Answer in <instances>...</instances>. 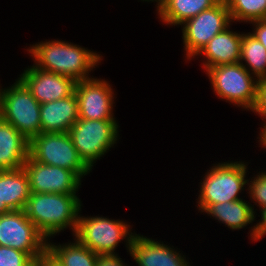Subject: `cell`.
Segmentation results:
<instances>
[{
    "label": "cell",
    "instance_id": "cell-1",
    "mask_svg": "<svg viewBox=\"0 0 266 266\" xmlns=\"http://www.w3.org/2000/svg\"><path fill=\"white\" fill-rule=\"evenodd\" d=\"M28 51L37 69L67 76L76 82L90 79L89 72L102 60L93 51L59 40L40 42Z\"/></svg>",
    "mask_w": 266,
    "mask_h": 266
},
{
    "label": "cell",
    "instance_id": "cell-2",
    "mask_svg": "<svg viewBox=\"0 0 266 266\" xmlns=\"http://www.w3.org/2000/svg\"><path fill=\"white\" fill-rule=\"evenodd\" d=\"M80 201L76 194L31 193L24 211L48 241L68 227L76 233Z\"/></svg>",
    "mask_w": 266,
    "mask_h": 266
},
{
    "label": "cell",
    "instance_id": "cell-3",
    "mask_svg": "<svg viewBox=\"0 0 266 266\" xmlns=\"http://www.w3.org/2000/svg\"><path fill=\"white\" fill-rule=\"evenodd\" d=\"M0 117L28 140L41 133L40 103L20 78L0 89Z\"/></svg>",
    "mask_w": 266,
    "mask_h": 266
},
{
    "label": "cell",
    "instance_id": "cell-4",
    "mask_svg": "<svg viewBox=\"0 0 266 266\" xmlns=\"http://www.w3.org/2000/svg\"><path fill=\"white\" fill-rule=\"evenodd\" d=\"M206 72L219 98L253 111L257 102L258 80L241 62L218 65Z\"/></svg>",
    "mask_w": 266,
    "mask_h": 266
},
{
    "label": "cell",
    "instance_id": "cell-5",
    "mask_svg": "<svg viewBox=\"0 0 266 266\" xmlns=\"http://www.w3.org/2000/svg\"><path fill=\"white\" fill-rule=\"evenodd\" d=\"M247 164L243 162L218 163L206 172L200 187L198 207L204 212L211 204L236 201L247 185Z\"/></svg>",
    "mask_w": 266,
    "mask_h": 266
},
{
    "label": "cell",
    "instance_id": "cell-6",
    "mask_svg": "<svg viewBox=\"0 0 266 266\" xmlns=\"http://www.w3.org/2000/svg\"><path fill=\"white\" fill-rule=\"evenodd\" d=\"M28 155L40 163L73 171L80 179L91 171L79 156L68 132L40 133L31 138Z\"/></svg>",
    "mask_w": 266,
    "mask_h": 266
},
{
    "label": "cell",
    "instance_id": "cell-7",
    "mask_svg": "<svg viewBox=\"0 0 266 266\" xmlns=\"http://www.w3.org/2000/svg\"><path fill=\"white\" fill-rule=\"evenodd\" d=\"M118 128L116 120L78 119L68 134L81 159L92 170L93 164L116 144Z\"/></svg>",
    "mask_w": 266,
    "mask_h": 266
},
{
    "label": "cell",
    "instance_id": "cell-8",
    "mask_svg": "<svg viewBox=\"0 0 266 266\" xmlns=\"http://www.w3.org/2000/svg\"><path fill=\"white\" fill-rule=\"evenodd\" d=\"M129 228L127 223L120 220L100 216L83 218L79 215L74 236L98 255H115L114 251L123 239L126 240L128 251L130 250L135 234Z\"/></svg>",
    "mask_w": 266,
    "mask_h": 266
},
{
    "label": "cell",
    "instance_id": "cell-9",
    "mask_svg": "<svg viewBox=\"0 0 266 266\" xmlns=\"http://www.w3.org/2000/svg\"><path fill=\"white\" fill-rule=\"evenodd\" d=\"M231 17L226 1H220L210 9L186 20L182 25V39L186 51V59L200 53L207 43L218 33L231 25Z\"/></svg>",
    "mask_w": 266,
    "mask_h": 266
},
{
    "label": "cell",
    "instance_id": "cell-10",
    "mask_svg": "<svg viewBox=\"0 0 266 266\" xmlns=\"http://www.w3.org/2000/svg\"><path fill=\"white\" fill-rule=\"evenodd\" d=\"M0 246L27 253L35 262L47 251L48 241L24 210L0 214Z\"/></svg>",
    "mask_w": 266,
    "mask_h": 266
},
{
    "label": "cell",
    "instance_id": "cell-11",
    "mask_svg": "<svg viewBox=\"0 0 266 266\" xmlns=\"http://www.w3.org/2000/svg\"><path fill=\"white\" fill-rule=\"evenodd\" d=\"M23 168L31 193L76 194L81 185V179L73 171L40 163L29 155Z\"/></svg>",
    "mask_w": 266,
    "mask_h": 266
},
{
    "label": "cell",
    "instance_id": "cell-12",
    "mask_svg": "<svg viewBox=\"0 0 266 266\" xmlns=\"http://www.w3.org/2000/svg\"><path fill=\"white\" fill-rule=\"evenodd\" d=\"M111 85L101 79L78 81L75 94L78 99V117L88 120H115L113 115L114 93Z\"/></svg>",
    "mask_w": 266,
    "mask_h": 266
},
{
    "label": "cell",
    "instance_id": "cell-13",
    "mask_svg": "<svg viewBox=\"0 0 266 266\" xmlns=\"http://www.w3.org/2000/svg\"><path fill=\"white\" fill-rule=\"evenodd\" d=\"M19 78L40 104L69 97L75 93L77 83L73 78L34 66L24 70Z\"/></svg>",
    "mask_w": 266,
    "mask_h": 266
},
{
    "label": "cell",
    "instance_id": "cell-14",
    "mask_svg": "<svg viewBox=\"0 0 266 266\" xmlns=\"http://www.w3.org/2000/svg\"><path fill=\"white\" fill-rule=\"evenodd\" d=\"M129 254L138 266H189L185 257L165 245L143 235L132 238Z\"/></svg>",
    "mask_w": 266,
    "mask_h": 266
},
{
    "label": "cell",
    "instance_id": "cell-15",
    "mask_svg": "<svg viewBox=\"0 0 266 266\" xmlns=\"http://www.w3.org/2000/svg\"><path fill=\"white\" fill-rule=\"evenodd\" d=\"M79 119L76 94L40 104L41 133H65Z\"/></svg>",
    "mask_w": 266,
    "mask_h": 266
},
{
    "label": "cell",
    "instance_id": "cell-16",
    "mask_svg": "<svg viewBox=\"0 0 266 266\" xmlns=\"http://www.w3.org/2000/svg\"><path fill=\"white\" fill-rule=\"evenodd\" d=\"M30 194L29 178L23 167L0 170V214L24 210Z\"/></svg>",
    "mask_w": 266,
    "mask_h": 266
},
{
    "label": "cell",
    "instance_id": "cell-17",
    "mask_svg": "<svg viewBox=\"0 0 266 266\" xmlns=\"http://www.w3.org/2000/svg\"><path fill=\"white\" fill-rule=\"evenodd\" d=\"M242 33L230 31L227 27L224 31L214 36L198 55H204L207 59L203 62L205 70L223 64H233L240 61Z\"/></svg>",
    "mask_w": 266,
    "mask_h": 266
},
{
    "label": "cell",
    "instance_id": "cell-18",
    "mask_svg": "<svg viewBox=\"0 0 266 266\" xmlns=\"http://www.w3.org/2000/svg\"><path fill=\"white\" fill-rule=\"evenodd\" d=\"M29 140L0 117V170L23 167L28 158Z\"/></svg>",
    "mask_w": 266,
    "mask_h": 266
},
{
    "label": "cell",
    "instance_id": "cell-19",
    "mask_svg": "<svg viewBox=\"0 0 266 266\" xmlns=\"http://www.w3.org/2000/svg\"><path fill=\"white\" fill-rule=\"evenodd\" d=\"M204 212L215 217L232 230H239L255 219L254 207L247 201L239 199L231 202L211 204Z\"/></svg>",
    "mask_w": 266,
    "mask_h": 266
},
{
    "label": "cell",
    "instance_id": "cell-20",
    "mask_svg": "<svg viewBox=\"0 0 266 266\" xmlns=\"http://www.w3.org/2000/svg\"><path fill=\"white\" fill-rule=\"evenodd\" d=\"M219 2L220 0H165L157 13L162 22L174 26L181 25Z\"/></svg>",
    "mask_w": 266,
    "mask_h": 266
},
{
    "label": "cell",
    "instance_id": "cell-21",
    "mask_svg": "<svg viewBox=\"0 0 266 266\" xmlns=\"http://www.w3.org/2000/svg\"><path fill=\"white\" fill-rule=\"evenodd\" d=\"M74 243L54 245L48 242L47 251L62 266H96L99 255L84 246L76 237Z\"/></svg>",
    "mask_w": 266,
    "mask_h": 266
},
{
    "label": "cell",
    "instance_id": "cell-22",
    "mask_svg": "<svg viewBox=\"0 0 266 266\" xmlns=\"http://www.w3.org/2000/svg\"><path fill=\"white\" fill-rule=\"evenodd\" d=\"M242 61H246L245 63L248 64H243ZM239 62L249 72L251 71L257 80L266 78V48L250 33L242 34Z\"/></svg>",
    "mask_w": 266,
    "mask_h": 266
},
{
    "label": "cell",
    "instance_id": "cell-23",
    "mask_svg": "<svg viewBox=\"0 0 266 266\" xmlns=\"http://www.w3.org/2000/svg\"><path fill=\"white\" fill-rule=\"evenodd\" d=\"M226 3L233 22L266 19V0H226Z\"/></svg>",
    "mask_w": 266,
    "mask_h": 266
},
{
    "label": "cell",
    "instance_id": "cell-24",
    "mask_svg": "<svg viewBox=\"0 0 266 266\" xmlns=\"http://www.w3.org/2000/svg\"><path fill=\"white\" fill-rule=\"evenodd\" d=\"M36 262L25 252L0 246V266H35Z\"/></svg>",
    "mask_w": 266,
    "mask_h": 266
},
{
    "label": "cell",
    "instance_id": "cell-25",
    "mask_svg": "<svg viewBox=\"0 0 266 266\" xmlns=\"http://www.w3.org/2000/svg\"><path fill=\"white\" fill-rule=\"evenodd\" d=\"M250 182L251 183H249L247 179V184L249 185L247 190L249 191L250 199H253L255 204L258 203V206H260L259 208H266V173H259V175H256Z\"/></svg>",
    "mask_w": 266,
    "mask_h": 266
},
{
    "label": "cell",
    "instance_id": "cell-26",
    "mask_svg": "<svg viewBox=\"0 0 266 266\" xmlns=\"http://www.w3.org/2000/svg\"><path fill=\"white\" fill-rule=\"evenodd\" d=\"M253 112L266 119V78L258 80L257 102Z\"/></svg>",
    "mask_w": 266,
    "mask_h": 266
},
{
    "label": "cell",
    "instance_id": "cell-27",
    "mask_svg": "<svg viewBox=\"0 0 266 266\" xmlns=\"http://www.w3.org/2000/svg\"><path fill=\"white\" fill-rule=\"evenodd\" d=\"M261 220L251 229L250 237L254 241L262 239L266 235V208L261 209Z\"/></svg>",
    "mask_w": 266,
    "mask_h": 266
},
{
    "label": "cell",
    "instance_id": "cell-28",
    "mask_svg": "<svg viewBox=\"0 0 266 266\" xmlns=\"http://www.w3.org/2000/svg\"><path fill=\"white\" fill-rule=\"evenodd\" d=\"M250 23L255 26L253 32L250 34H252L266 48V19L256 20Z\"/></svg>",
    "mask_w": 266,
    "mask_h": 266
},
{
    "label": "cell",
    "instance_id": "cell-29",
    "mask_svg": "<svg viewBox=\"0 0 266 266\" xmlns=\"http://www.w3.org/2000/svg\"><path fill=\"white\" fill-rule=\"evenodd\" d=\"M96 266H127L118 254L115 255H99Z\"/></svg>",
    "mask_w": 266,
    "mask_h": 266
},
{
    "label": "cell",
    "instance_id": "cell-30",
    "mask_svg": "<svg viewBox=\"0 0 266 266\" xmlns=\"http://www.w3.org/2000/svg\"><path fill=\"white\" fill-rule=\"evenodd\" d=\"M35 266H62L48 251H46L37 261Z\"/></svg>",
    "mask_w": 266,
    "mask_h": 266
},
{
    "label": "cell",
    "instance_id": "cell-31",
    "mask_svg": "<svg viewBox=\"0 0 266 266\" xmlns=\"http://www.w3.org/2000/svg\"><path fill=\"white\" fill-rule=\"evenodd\" d=\"M263 128L262 131H260V144L262 145V147L266 148V121L264 120V124H263Z\"/></svg>",
    "mask_w": 266,
    "mask_h": 266
},
{
    "label": "cell",
    "instance_id": "cell-32",
    "mask_svg": "<svg viewBox=\"0 0 266 266\" xmlns=\"http://www.w3.org/2000/svg\"><path fill=\"white\" fill-rule=\"evenodd\" d=\"M144 1V0H143ZM145 1H156L157 2V11L163 6V4L165 3V0H145Z\"/></svg>",
    "mask_w": 266,
    "mask_h": 266
}]
</instances>
